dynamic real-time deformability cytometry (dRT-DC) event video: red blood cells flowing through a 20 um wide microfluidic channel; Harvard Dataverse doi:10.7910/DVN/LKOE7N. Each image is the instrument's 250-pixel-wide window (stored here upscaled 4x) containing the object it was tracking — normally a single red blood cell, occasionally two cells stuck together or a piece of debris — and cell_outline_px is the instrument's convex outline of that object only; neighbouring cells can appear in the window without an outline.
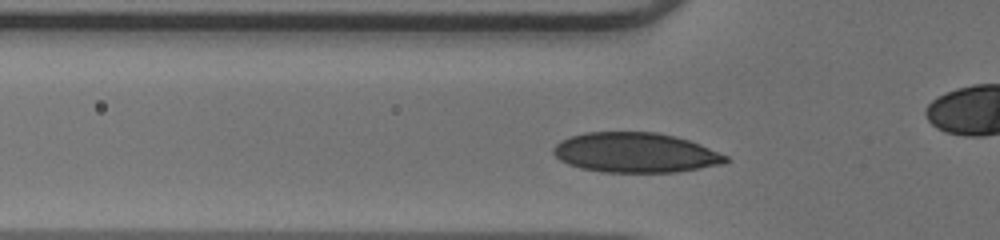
{"species": "human", "species_latin": "Homo sapiens", "temperature_condition": "warm", "stored_images_in_passage": 31, "camera_frame_rate_fps": 3000, "um_per_image_px": 0.085, "donor": {"sex": "male"}, "frame": {"image": 1, "passage_image": 4, "time_ms": 1.0, "image_size_px": [1000, 240], "cell_outline_px": [[728, 160], [724, 164], [676, 172], [604, 172], [580, 168], [568, 164], [560, 160], [552, 152], [552, 148], [560, 140], [584, 132], [656, 132], [676, 136], [700, 144], [728, 156]], "centroid_in_image_um": [54.0, 12.97], "position_along_channel_um": 71.8, "area_um2": 40.11}}
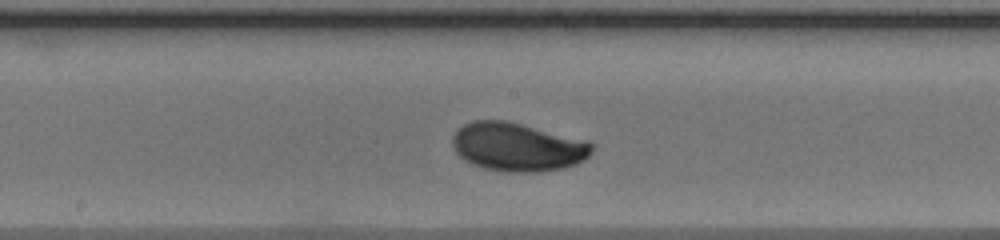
{"frame": {"image": 2, "passage_image": 14, "time_ms": 4.333, "image_size_px": [1000, 240], "cell_outline_px": [[592, 152], [584, 160], [576, 164], [564, 168], [536, 172], [508, 172], [484, 168], [472, 164], [464, 160], [456, 152], [452, 144], [452, 136], [456, 128], [472, 120], [504, 120], [588, 140], [592, 144]], "centroid_in_image_um": [43.97, 12.49], "position_along_channel_um": 204.2, "area_um2": 39.59}}
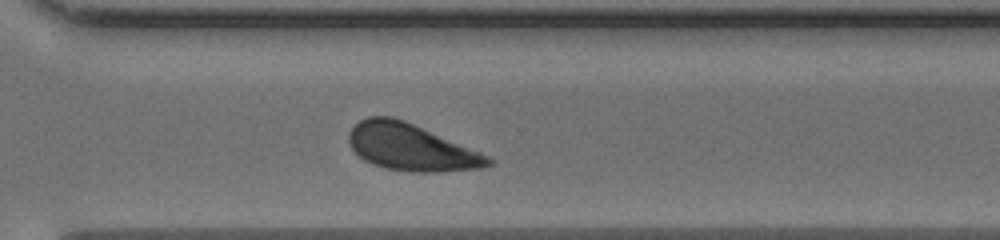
{"frame": {"image": 3, "passage_image": 24, "time_ms": 7.667, "image_size_px": [1000, 240], "cell_outline_px": [[496, 160], [492, 164], [480, 168], [436, 172], [412, 172], [384, 168], [372, 164], [364, 160], [348, 144], [348, 132], [360, 120], [368, 116], [392, 116], [404, 120], [480, 152]], "centroid_in_image_um": [34.91, 12.52], "position_along_channel_um": 335.7, "area_um2": 37.86}, "authors_computed_cell_mechanics": {"area_um2": 38.0902, "velocity_mm_per_s": 3.9549, "shape_relaxation_time_tau1_ms": 4.1045, "shape_relaxation_time_tau2_ms": null, "deformation_change_tau1": 0.1685, "deformation_change_tau2": null}}